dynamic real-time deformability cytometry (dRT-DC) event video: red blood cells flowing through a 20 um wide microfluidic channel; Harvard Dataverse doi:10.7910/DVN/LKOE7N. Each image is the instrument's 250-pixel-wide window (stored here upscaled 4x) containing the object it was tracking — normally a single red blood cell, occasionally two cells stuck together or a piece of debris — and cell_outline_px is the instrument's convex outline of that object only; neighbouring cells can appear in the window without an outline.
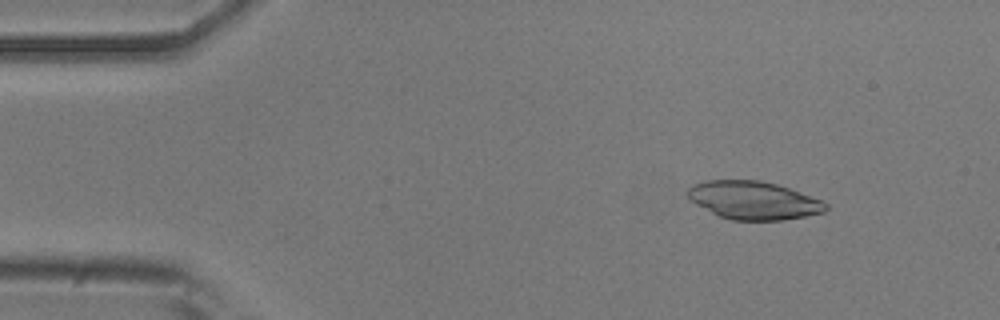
{"species": "common noctule bat (a hibernating species)", "species_latin": "Nyctalus noctula", "temperature_condition": "room temperature", "stored_images_in_passage": 52, "camera_frame_rate_fps": 3000, "um_per_image_px": 0.085, "animal": {"sex": "male", "body_mass_g": 20.5, "forearm_length_mm": 52.5}, "frame": {"image": 1, "passage_image": 6, "time_ms": 1.667, "image_size_px": [1000, 320], "cell_outline_px": [[828, 208], [824, 212], [784, 220], [732, 220], [720, 216], [696, 204], [688, 196], [688, 188], [696, 184], [708, 180], [760, 180], [776, 184], [788, 188], [820, 200], [828, 204]], "centroid_in_image_um": [64.06, 17.03], "position_along_channel_um": 20.9, "area_um2": 30.17}}
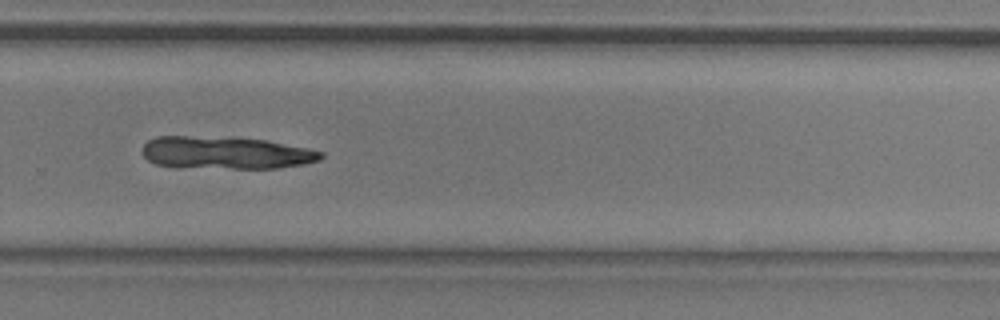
{"frame": {"image": 2, "passage_image": 35, "time_ms": 11.333, "image_size_px": [1000, 320], "cell_outline_px": [[324, 156], [320, 160], [304, 164], [280, 168], [232, 168], [156, 164], [148, 160], [144, 156], [144, 144], [148, 140], [156, 136], [184, 136], [268, 140], [308, 148], [324, 152]], "centroid_in_image_um": [19.28, 12.98], "position_along_channel_um": 310.5, "area_um2": 33.12}}
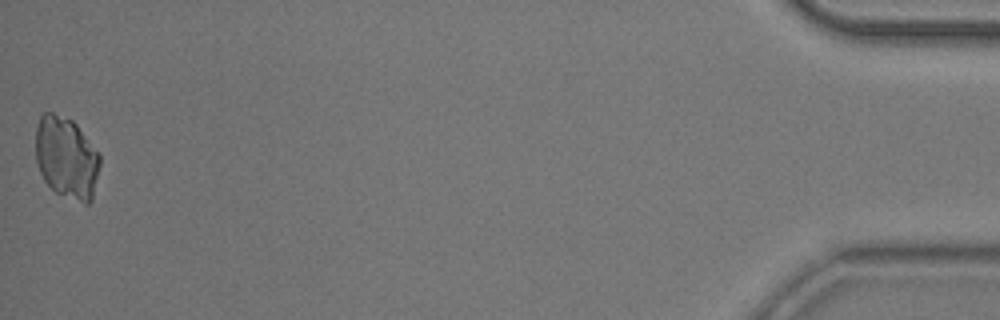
{"frame": {"image": 3, "passage_image": 52, "time_ms": 17.0, "image_size_px": [1000, 320], "cell_outline_px": [[100, 164], [92, 200], [88, 204], [84, 204], [56, 192], [44, 180], [40, 172], [36, 160], [36, 128], [40, 112], [52, 112], [72, 120], [76, 124], [100, 152]], "centroid_in_image_um": [5.66, 13.38], "position_along_channel_um": 429.5, "area_um2": 30.92}}